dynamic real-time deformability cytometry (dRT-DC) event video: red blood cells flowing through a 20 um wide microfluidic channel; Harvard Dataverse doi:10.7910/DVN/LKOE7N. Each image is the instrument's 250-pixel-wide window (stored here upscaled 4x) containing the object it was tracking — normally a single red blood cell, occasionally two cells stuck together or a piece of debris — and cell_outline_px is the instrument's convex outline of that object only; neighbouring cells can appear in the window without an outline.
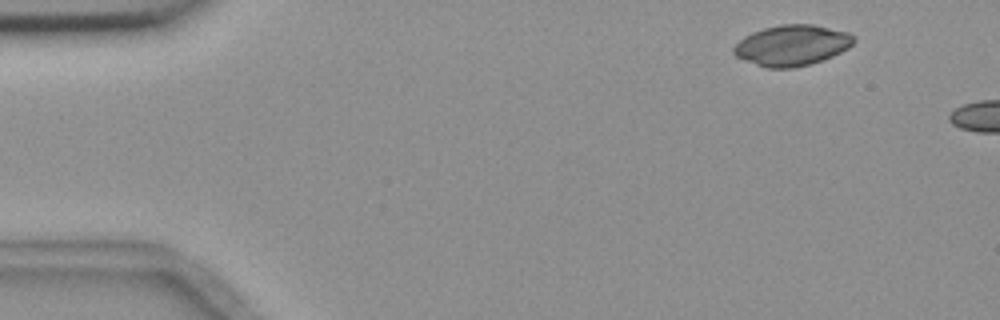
{"species": "common noctule bat (a hibernating species)", "species_latin": "Nyctalus noctula", "temperature_condition": "room temperature", "stored_images_in_passage": 2, "camera_frame_rate_fps": 3000, "um_per_image_px": 0.085, "animal": {"sex": "female", "body_mass_g": 18.4}, "frame": {"image": 1, "passage_image": 1, "time_ms": 0.0, "image_size_px": [1000, 320], "cell_outline_px": [[856, 40], [848, 48], [832, 56], [808, 64], [792, 68], [768, 68], [744, 60], [736, 56], [732, 52], [732, 48], [744, 36], [752, 32], [764, 28], [780, 24], [812, 24], [848, 32], [856, 36]], "centroid_in_image_um": [67.31, 3.84], "position_along_channel_um": 17.7, "area_um2": 28.38}}